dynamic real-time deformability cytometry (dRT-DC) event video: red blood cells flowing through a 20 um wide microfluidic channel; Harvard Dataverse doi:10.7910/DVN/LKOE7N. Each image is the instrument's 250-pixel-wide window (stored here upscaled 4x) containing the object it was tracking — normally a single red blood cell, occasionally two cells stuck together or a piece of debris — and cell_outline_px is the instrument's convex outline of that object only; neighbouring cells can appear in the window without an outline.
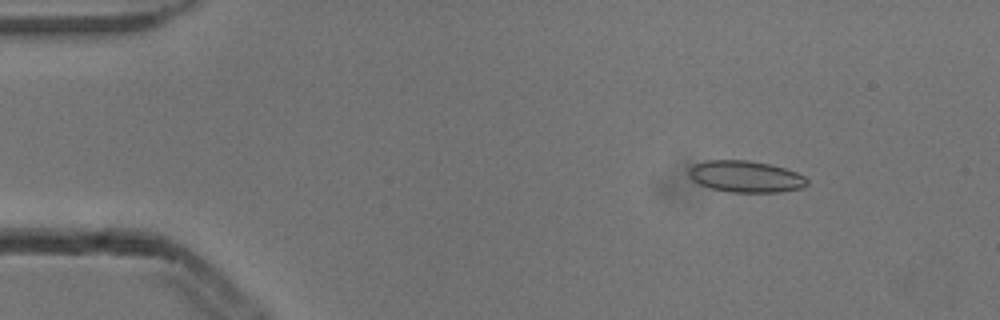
{"species": "common noctule bat (a hibernating species)", "species_latin": "Nyctalus noctula", "temperature_condition": "cold", "stored_images_in_passage": 5, "camera_frame_rate_fps": 3000, "um_per_image_px": 0.085, "animal": {"sex": "male", "body_mass_g": 13.3}, "frame": {"image": 1, "passage_image": 2, "time_ms": 0.333, "image_size_px": [1000, 320], "cell_outline_px": [[808, 184], [804, 188], [780, 192], [732, 192], [712, 188], [700, 184], [692, 180], [688, 172], [688, 168], [692, 164], [704, 160], [748, 160], [768, 164], [784, 168], [796, 172], [804, 176], [808, 180]], "centroid_in_image_um": [63.37, 15.0], "position_along_channel_um": 21.6, "area_um2": 21.85}}
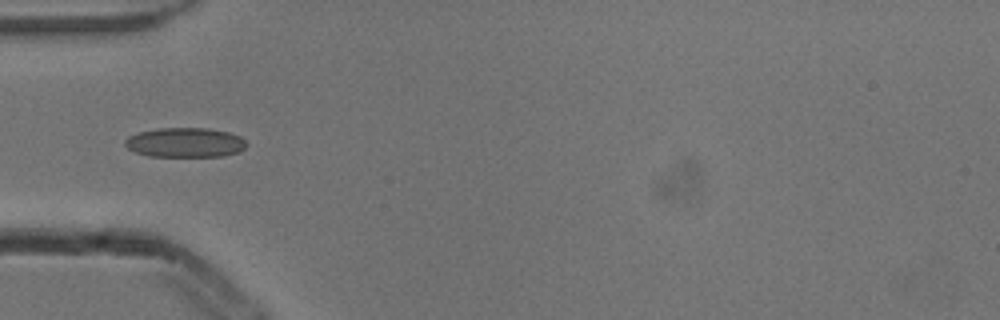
{"frame": {"image": 2, "passage_image": 5, "time_ms": 1.333, "image_size_px": [1000, 320], "cell_outline_px": [[248, 144], [240, 152], [224, 156], [148, 156], [136, 152], [128, 148], [124, 144], [124, 140], [128, 136], [140, 132], [160, 128], [208, 128], [228, 132], [240, 136]], "centroid_in_image_um": [15.75, 12.11], "position_along_channel_um": 69.2, "area_um2": 20.98}}